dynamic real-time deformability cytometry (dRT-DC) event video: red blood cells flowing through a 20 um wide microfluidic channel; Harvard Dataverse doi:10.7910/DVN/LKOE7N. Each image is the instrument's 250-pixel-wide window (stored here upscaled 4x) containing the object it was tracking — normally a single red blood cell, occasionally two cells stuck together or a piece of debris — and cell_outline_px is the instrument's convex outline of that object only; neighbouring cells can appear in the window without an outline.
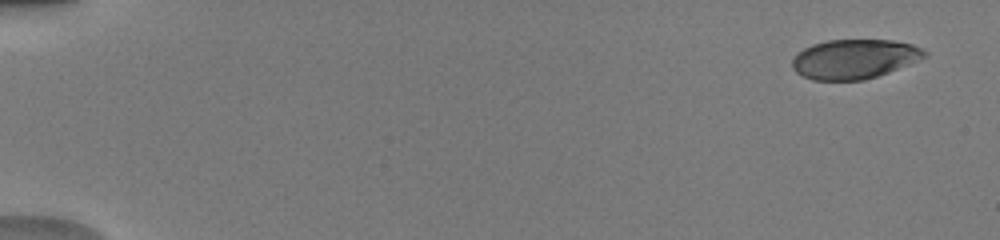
{"species": "human", "species_latin": "Homo sapiens", "temperature_condition": "warm", "stored_images_in_passage": 12, "camera_frame_rate_fps": 3000, "um_per_image_px": 0.085, "donor": {"sex": "male"}, "frame": {"image": 1, "passage_image": 1, "time_ms": 0.0, "image_size_px": [1000, 240], "cell_outline_px": [[908, 48], [880, 72], [872, 76], [852, 80], [828, 80], [800, 56], [804, 52], [820, 44], [840, 40], [880, 40], [904, 44]], "centroid_in_image_um": [72.47, 4.94], "position_along_channel_um": 12.5, "area_um2": 21.96}}